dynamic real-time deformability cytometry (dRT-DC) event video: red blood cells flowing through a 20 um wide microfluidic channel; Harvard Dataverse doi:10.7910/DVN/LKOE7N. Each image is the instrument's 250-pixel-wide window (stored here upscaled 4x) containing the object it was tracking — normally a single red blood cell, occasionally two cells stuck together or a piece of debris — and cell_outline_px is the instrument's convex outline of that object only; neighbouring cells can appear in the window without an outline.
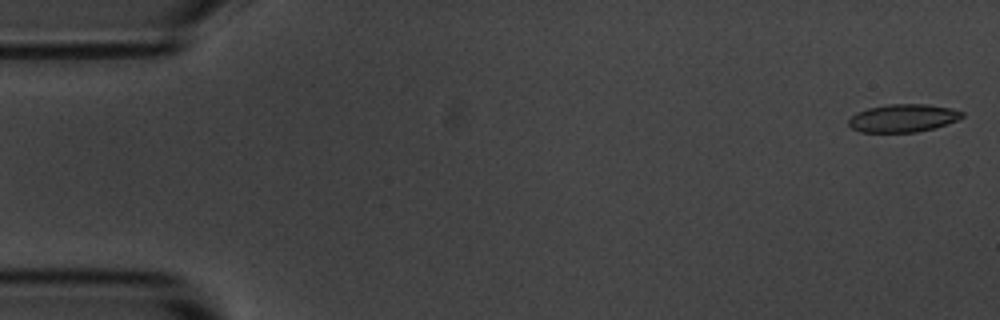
{"species": "common noctule bat (a hibernating species)", "species_latin": "Nyctalus noctula", "temperature_condition": "room temperature", "stored_images_in_passage": 54, "camera_frame_rate_fps": 3000, "um_per_image_px": 0.085, "animal": {"sex": "male", "body_mass_g": 20.1, "forearm_length_mm": 53.5}, "frame": {"image": 1, "passage_image": 1, "time_ms": 0.0, "image_size_px": [1000, 320], "cell_outline_px": [[964, 116], [956, 120], [936, 128], [916, 132], [860, 132], [852, 128], [848, 124], [848, 120], [856, 112], [868, 108], [888, 104], [928, 104], [952, 108], [964, 112]], "centroid_in_image_um": [76.76, 10.03], "position_along_channel_um": 8.2, "area_um2": 18.55}}
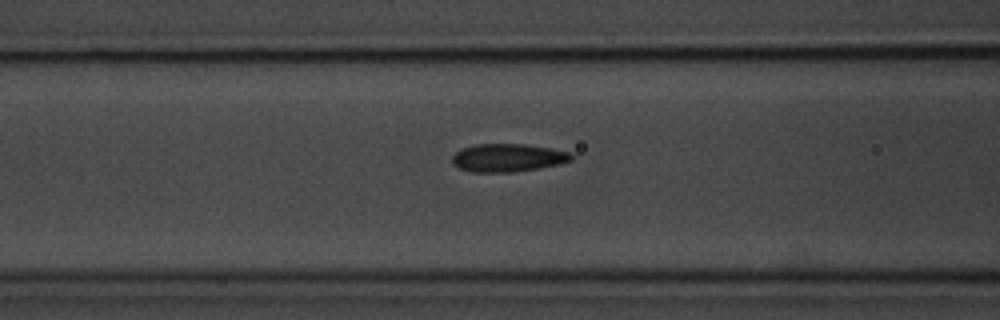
{"frame": {"image": 2, "passage_image": 21, "time_ms": 6.667, "image_size_px": [1000, 320], "cell_outline_px": [[572, 160], [560, 164], [540, 168], [512, 172], [472, 172], [460, 168], [452, 164], [452, 156], [460, 148], [476, 144], [528, 144], [552, 148], [572, 152]], "centroid_in_image_um": [43.18, 13.4], "position_along_channel_um": 123.4, "area_um2": 19.71}}
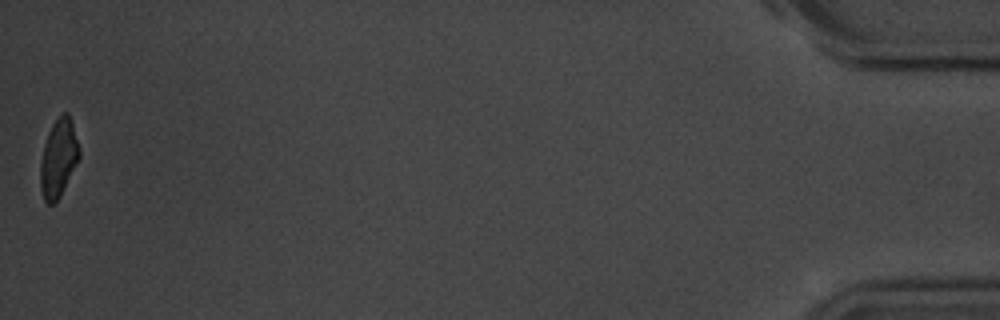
{"frame": {"image": 3, "passage_image": 54, "time_ms": 17.667, "image_size_px": [1000, 320], "cell_outline_px": [[80, 156], [56, 204], [48, 204], [44, 200], [40, 188], [40, 164], [44, 144], [48, 132], [52, 124], [60, 112], [68, 112], [80, 148]], "centroid_in_image_um": [4.96, 13.43], "position_along_channel_um": 430.2, "area_um2": 17.74}, "authors_computed_cell_mechanics": {"area_um2": 18.9873, "velocity_mm_per_s": 3.6762, "shape_relaxation_time_tau1_ms": 2.8291, "shape_relaxation_time_tau2_ms": 2.1415, "deformation_change_tau1": 0.1193, "deformation_change_tau2": 0.0877}}